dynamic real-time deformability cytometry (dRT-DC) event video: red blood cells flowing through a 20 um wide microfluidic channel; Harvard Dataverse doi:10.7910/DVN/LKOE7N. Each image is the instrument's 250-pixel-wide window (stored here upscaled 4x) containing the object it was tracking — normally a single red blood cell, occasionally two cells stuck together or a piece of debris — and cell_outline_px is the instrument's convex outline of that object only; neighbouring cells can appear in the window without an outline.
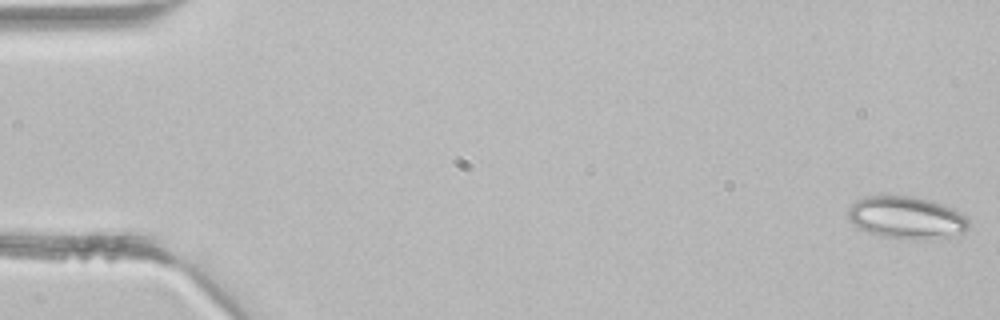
{"species": "common noctule bat (a hibernating species)", "species_latin": "Nyctalus noctula", "temperature_condition": "room temperature", "stored_images_in_passage": 31, "camera_frame_rate_fps": 3000, "um_per_image_px": 0.085, "animal": {"sex": "male", "body_mass_g": 21.5, "forearm_length_mm": 52.0}, "frame": {"image": 1, "passage_image": 1, "time_ms": 0.0, "image_size_px": [1000, 320], "cell_outline_px": [[968, 228], [964, 236], [884, 236], [868, 232], [860, 228], [848, 220], [848, 208], [856, 200], [864, 196], [880, 192], [884, 192], [912, 196], [932, 200], [952, 208], [960, 212], [968, 220]], "centroid_in_image_um": [77.0, 18.39], "position_along_channel_um": 8.0, "area_um2": 29.71}}
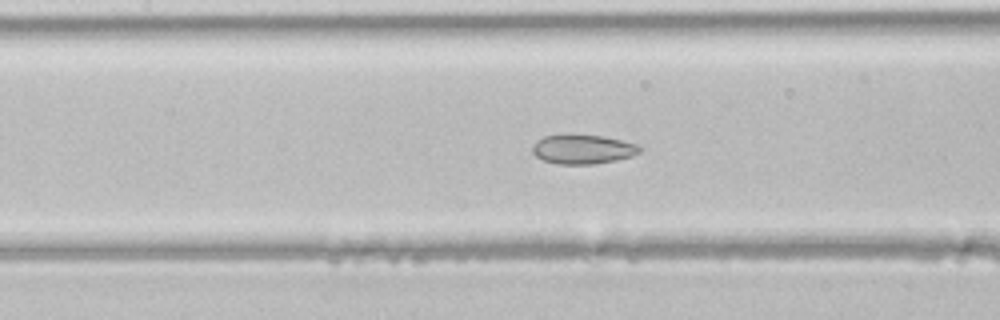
{"frame": {"image": 2, "passage_image": 20, "time_ms": 6.333, "image_size_px": [1000, 320], "cell_outline_px": [[640, 152], [632, 156], [616, 160], [592, 164], [556, 164], [544, 160], [536, 156], [532, 152], [532, 144], [536, 140], [544, 136], [604, 136], [636, 144], [640, 148]], "centroid_in_image_um": [49.51, 12.71], "position_along_channel_um": 157.9, "area_um2": 17.92}}
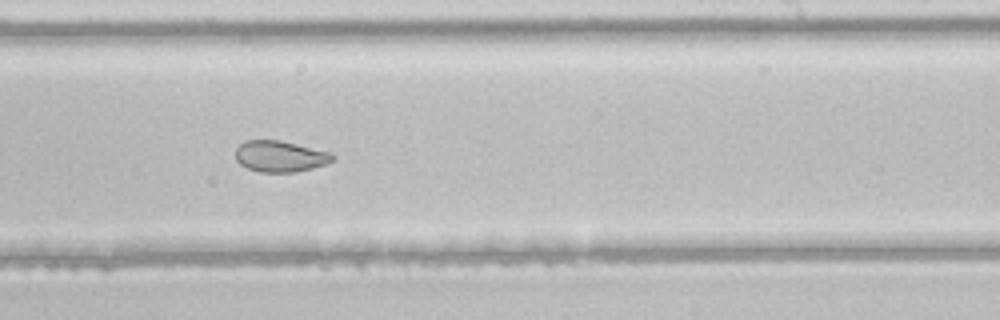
{"frame": {"image": 3, "passage_image": 27, "time_ms": 8.667, "image_size_px": [1000, 320], "cell_outline_px": [[336, 156], [332, 160], [324, 164], [312, 168], [296, 172], [260, 172], [248, 168], [240, 164], [236, 160], [236, 148], [244, 140], [280, 140], [328, 152]], "centroid_in_image_um": [23.77, 13.28], "position_along_channel_um": 265.2, "area_um2": 17.46}}